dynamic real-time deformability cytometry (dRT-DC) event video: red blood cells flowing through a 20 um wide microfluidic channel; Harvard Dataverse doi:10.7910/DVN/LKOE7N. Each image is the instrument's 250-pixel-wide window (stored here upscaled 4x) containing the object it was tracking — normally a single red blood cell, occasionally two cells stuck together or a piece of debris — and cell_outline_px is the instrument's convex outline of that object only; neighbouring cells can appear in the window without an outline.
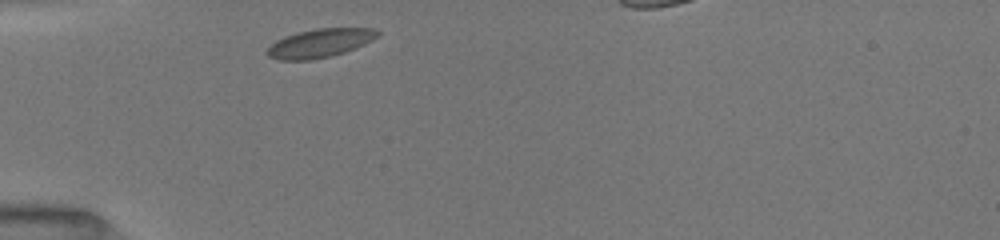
{"species": "common noctule bat (a hibernating species)", "species_latin": "Nyctalus noctula", "temperature_condition": "room temperature", "stored_images_in_passage": 30, "camera_frame_rate_fps": 3000, "um_per_image_px": 0.085, "animal": {"sex": "female", "body_mass_g": 19.5, "forearm_length_mm": 54.1}, "frame": {"image": 1, "passage_image": 1, "time_ms": 0.0, "image_size_px": [1000, 240], "cell_outline_px": [[380, 36], [356, 48], [344, 52], [328, 56], [308, 60], [280, 60], [268, 56], [264, 52], [276, 40], [284, 36], [296, 32], [316, 28], [376, 28], [380, 32]], "centroid_in_image_um": [27.19, 3.65], "position_along_channel_um": 57.8, "area_um2": 18.5}}
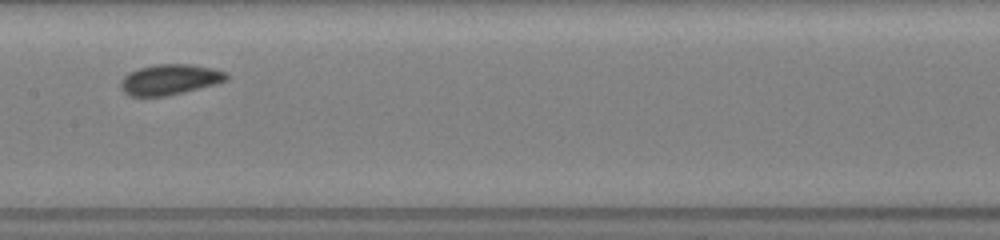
{"frame": {"image": 2, "passage_image": 12, "time_ms": 3.667, "image_size_px": [1000, 240], "cell_outline_px": [[228, 80], [216, 84], [184, 92], [164, 96], [128, 96], [120, 88], [120, 80], [128, 72], [140, 68], [156, 64], [192, 64], [212, 68], [228, 72]], "centroid_in_image_um": [14.43, 6.76], "position_along_channel_um": 193.0, "area_um2": 18.96}}
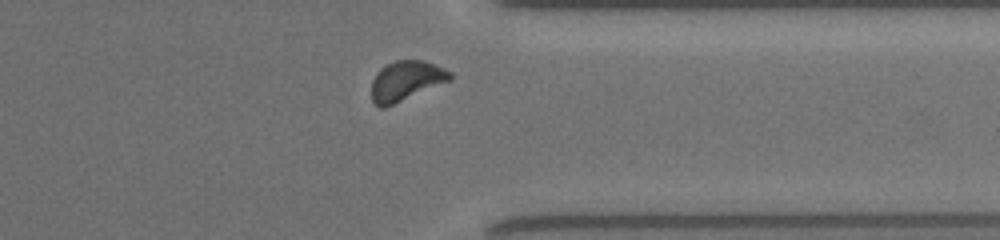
{"frame": {"image": 3, "passage_image": 26, "time_ms": 8.333, "image_size_px": [1000, 240], "cell_outline_px": [[452, 80], [384, 108], [380, 108], [372, 100], [372, 80], [376, 72], [380, 68], [396, 60], [424, 60], [444, 68], [452, 72]], "centroid_in_image_um": [34.53, 6.86], "position_along_channel_um": 376.9, "area_um2": 18.26}, "authors_computed_cell_mechanics": {"area_um2": 18.0625, "velocity_mm_per_s": 3.9783, "shape_relaxation_time_tau1_ms": 1.5951, "shape_relaxation_time_tau2_ms": null, "deformation_change_tau1": 0.0705, "deformation_change_tau2": null}}